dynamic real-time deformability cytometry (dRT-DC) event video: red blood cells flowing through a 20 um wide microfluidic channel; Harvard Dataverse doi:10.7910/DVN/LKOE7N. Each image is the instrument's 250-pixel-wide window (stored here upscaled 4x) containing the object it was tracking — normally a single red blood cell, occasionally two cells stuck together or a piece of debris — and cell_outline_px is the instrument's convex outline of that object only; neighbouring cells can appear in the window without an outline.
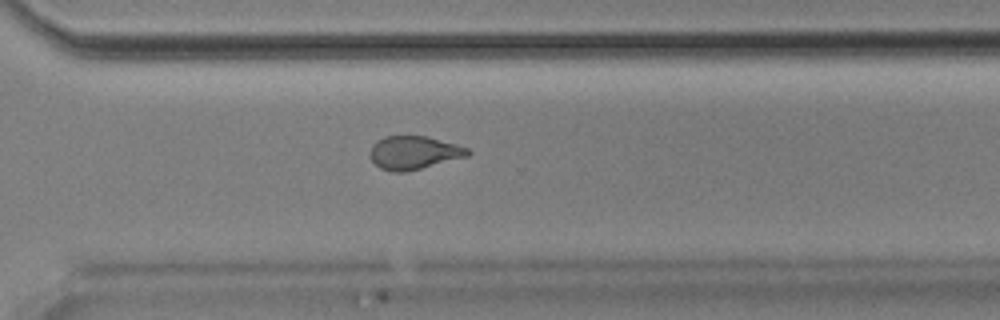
{"species": "Egyptian fruit bat (a non-hibernating species)", "species_latin": "Rousettus aegyptiacus", "temperature_condition": "room temperature", "stored_images_in_passage": 52, "camera_frame_rate_fps": 3000, "um_per_image_px": 0.085, "animal": {"sex": "male"}, "frame": {"image": 1, "passage_image": 37, "time_ms": 12.0, "image_size_px": [1000, 320], "cell_outline_px": [[472, 152], [468, 156], [408, 172], [392, 172], [380, 168], [372, 160], [368, 152], [372, 144], [376, 140], [384, 136], [428, 136], [456, 144], [468, 148]], "centroid_in_image_um": [35.16, 12.98], "position_along_channel_um": 335.4, "area_um2": 19.25}, "authors_computed_cell_mechanics": {"area_um2": 20.4034, "velocity_mm_per_s": 3.9015, "shape_relaxation_time_tau1_ms": null, "shape_relaxation_time_tau2_ms": 1.7398, "deformation_change_tau1": null, "deformation_change_tau2": 0.0862}}